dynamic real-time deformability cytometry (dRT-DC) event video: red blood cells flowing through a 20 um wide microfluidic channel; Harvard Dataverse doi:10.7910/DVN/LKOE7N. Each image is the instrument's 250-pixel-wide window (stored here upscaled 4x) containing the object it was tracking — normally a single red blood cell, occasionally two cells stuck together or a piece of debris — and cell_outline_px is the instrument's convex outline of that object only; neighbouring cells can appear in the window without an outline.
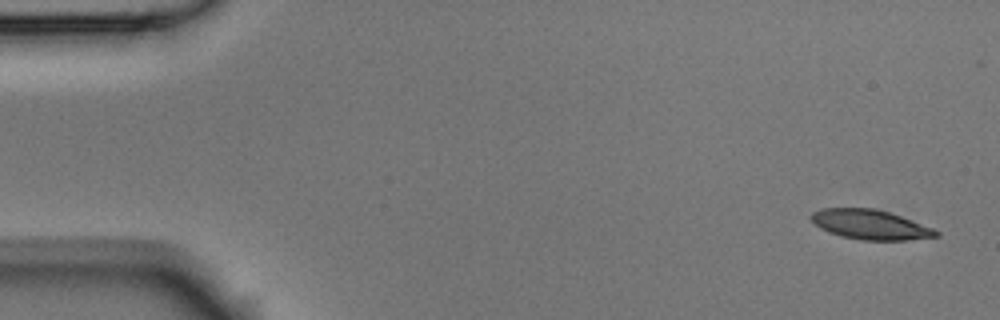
{"species": "Egyptian fruit bat (a non-hibernating species)", "species_latin": "Rousettus aegyptiacus", "temperature_condition": "room temperature", "stored_images_in_passage": 6, "camera_frame_rate_fps": 3000, "um_per_image_px": 0.085, "animal": {"sex": "male"}, "frame": {"image": 1, "passage_image": 1, "time_ms": 0.0, "image_size_px": [1000, 320], "cell_outline_px": [[940, 236], [904, 240], [860, 240], [840, 236], [828, 232], [820, 228], [808, 216], [812, 212], [820, 208], [872, 208], [888, 212], [900, 216], [932, 228], [940, 232]], "centroid_in_image_um": [73.92, 19.09], "position_along_channel_um": 11.1, "area_um2": 21.5}}
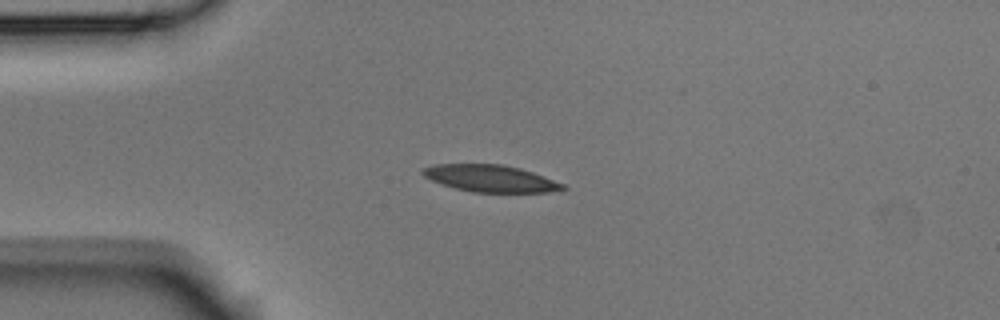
{"frame": {"image": 2, "passage_image": 4, "time_ms": 1.0, "image_size_px": [1000, 320], "cell_outline_px": [[568, 188], [560, 192], [472, 192], [456, 188], [432, 180], [424, 176], [420, 172], [424, 168], [436, 164], [500, 164], [520, 168], [532, 172], [564, 184]], "centroid_in_image_um": [41.74, 15.17], "position_along_channel_um": 43.3, "area_um2": 21.85}}
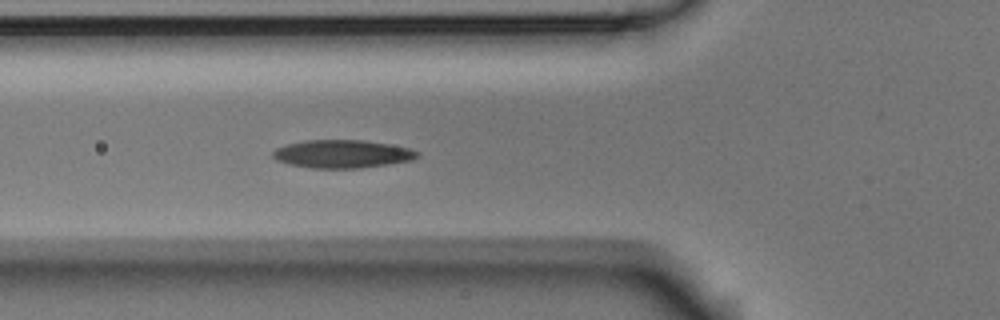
{"frame": {"image": 3, "passage_image": 6, "time_ms": 1.667, "image_size_px": [1000, 320], "cell_outline_px": [[420, 156], [412, 160], [388, 164], [360, 168], [312, 168], [288, 164], [276, 160], [272, 156], [272, 152], [276, 148], [288, 144], [304, 140], [364, 140], [388, 144], [408, 148], [420, 152]], "centroid_in_image_um": [29.09, 13.08], "position_along_channel_um": 96.7, "area_um2": 23.64}}